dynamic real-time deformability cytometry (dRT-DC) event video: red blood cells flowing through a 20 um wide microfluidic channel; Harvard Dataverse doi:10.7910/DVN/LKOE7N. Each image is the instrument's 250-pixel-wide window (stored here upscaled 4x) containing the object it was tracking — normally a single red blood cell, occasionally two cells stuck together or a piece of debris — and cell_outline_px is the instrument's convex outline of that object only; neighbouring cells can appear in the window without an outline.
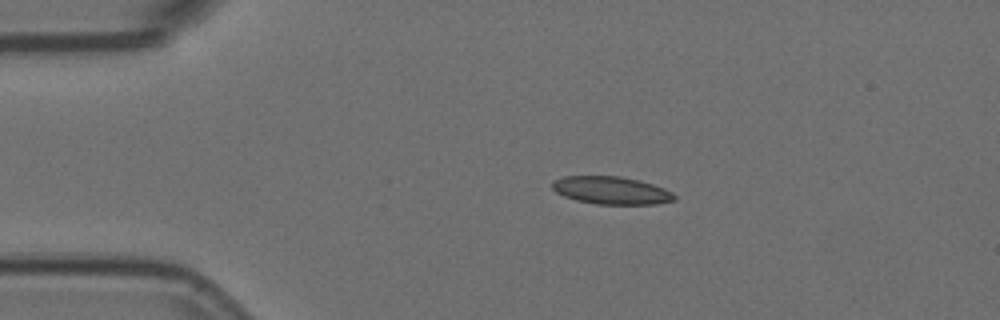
{"species": "Egyptian fruit bat (a non-hibernating species)", "species_latin": "Rousettus aegyptiacus", "temperature_condition": "room temperature", "stored_images_in_passage": 6, "camera_frame_rate_fps": 3000, "um_per_image_px": 0.085, "animal": {"sex": "female"}, "frame": {"image": 1, "passage_image": 3, "time_ms": 0.667, "image_size_px": [1000, 320], "cell_outline_px": [[676, 200], [656, 204], [596, 204], [576, 200], [564, 196], [556, 192], [552, 188], [552, 180], [564, 176], [620, 176], [640, 180], [664, 188], [672, 192], [676, 196]], "centroid_in_image_um": [51.96, 16.18], "position_along_channel_um": 33.0, "area_um2": 19.83}}
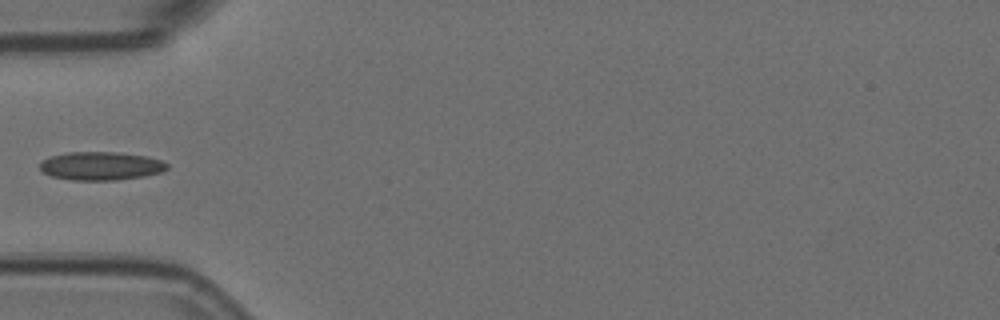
{"frame": {"image": 2, "passage_image": 5, "time_ms": 1.333, "image_size_px": [1000, 320], "cell_outline_px": [[168, 168], [160, 172], [144, 176], [116, 180], [72, 180], [52, 176], [44, 172], [40, 168], [40, 164], [44, 160], [52, 156], [68, 152], [116, 152], [144, 156], [160, 160], [168, 164]], "centroid_in_image_um": [8.58, 14.11], "position_along_channel_um": 76.4, "area_um2": 20.75}}
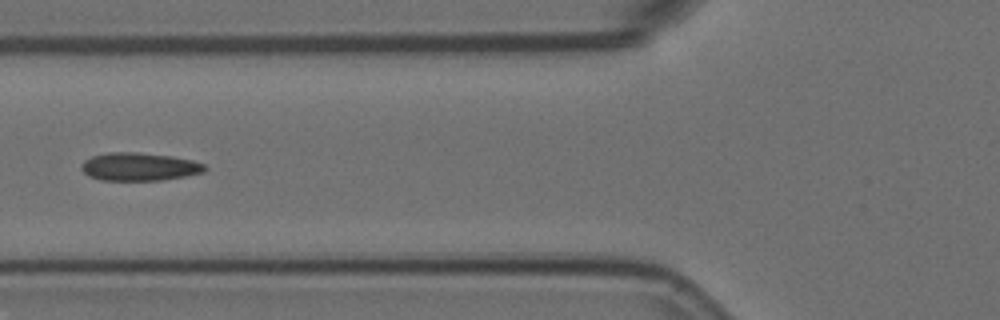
{"frame": {"image": 3, "passage_image": 6, "time_ms": 1.667, "image_size_px": [1000, 320], "cell_outline_px": [[208, 168], [204, 172], [184, 176], [160, 180], [100, 180], [88, 176], [80, 168], [84, 160], [92, 156], [108, 152], [140, 152], [172, 156], [192, 160], [204, 164]], "centroid_in_image_um": [11.83, 14.16], "position_along_channel_um": 114.0, "area_um2": 20.23}}